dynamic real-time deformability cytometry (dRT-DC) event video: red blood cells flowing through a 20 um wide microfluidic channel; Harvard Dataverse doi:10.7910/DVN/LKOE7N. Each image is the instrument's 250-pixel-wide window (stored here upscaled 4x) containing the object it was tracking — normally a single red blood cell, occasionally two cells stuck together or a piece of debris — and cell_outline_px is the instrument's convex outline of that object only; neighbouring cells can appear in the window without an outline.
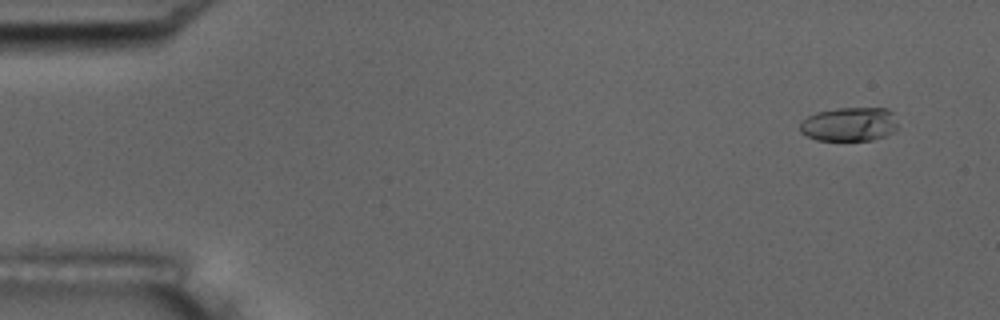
{"species": "common noctule bat (a hibernating species)", "species_latin": "Nyctalus noctula", "temperature_condition": "room temperature", "stored_images_in_passage": 7, "camera_frame_rate_fps": 3000, "um_per_image_px": 0.085, "animal": {"sex": "male", "body_mass_g": 17.5, "forearm_length_mm": 52.3}, "frame": {"image": 1, "passage_image": 1, "time_ms": 0.0, "image_size_px": [1000, 320], "cell_outline_px": [[896, 128], [892, 132], [884, 136], [872, 140], [816, 140], [800, 132], [800, 120], [816, 112], [836, 108], [888, 108], [892, 112], [896, 124]], "centroid_in_image_um": [72.15, 10.55], "position_along_channel_um": 12.8, "area_um2": 19.36}}